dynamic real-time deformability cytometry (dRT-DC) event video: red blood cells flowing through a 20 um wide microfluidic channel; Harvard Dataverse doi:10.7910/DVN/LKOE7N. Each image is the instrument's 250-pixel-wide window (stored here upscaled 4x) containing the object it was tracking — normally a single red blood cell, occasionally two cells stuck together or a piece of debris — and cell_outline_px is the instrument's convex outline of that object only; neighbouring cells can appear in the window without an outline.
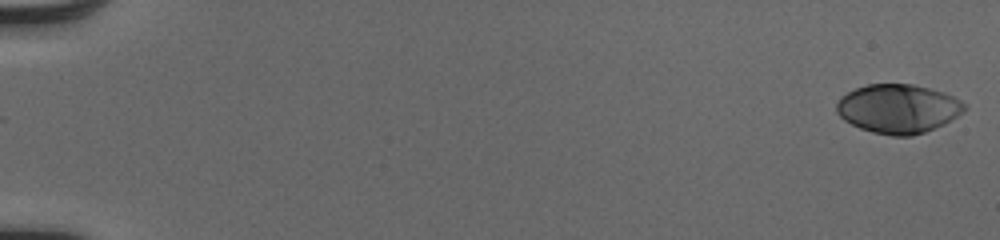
{"species": "human", "species_latin": "Homo sapiens", "temperature_condition": "cold", "stored_images_in_passage": 52, "camera_frame_rate_fps": 3000, "um_per_image_px": 0.085, "donor": {"sex": "male"}, "frame": {"image": 1, "passage_image": 1, "time_ms": 0.0, "image_size_px": [1000, 240], "cell_outline_px": [[968, 104], [964, 112], [944, 124], [924, 132], [912, 136], [892, 136], [872, 132], [860, 128], [844, 120], [836, 112], [836, 104], [840, 96], [856, 88], [868, 84], [912, 84], [944, 92]], "centroid_in_image_um": [76.35, 9.24], "position_along_channel_um": 8.7, "area_um2": 36.59}}
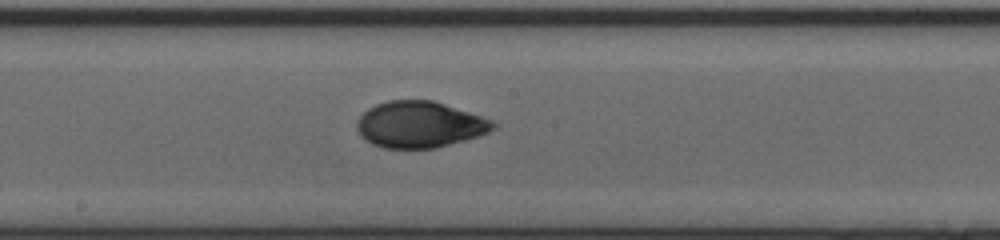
{"frame": {"image": 2, "passage_image": 30, "time_ms": 9.667, "image_size_px": [1000, 240], "cell_outline_px": [[500, 124], [496, 128], [488, 132], [464, 140], [436, 148], [384, 148], [372, 144], [364, 140], [360, 136], [356, 128], [356, 120], [368, 108], [376, 104], [388, 100], [432, 100], [496, 120]], "centroid_in_image_um": [35.68, 10.58], "position_along_channel_um": 212.5, "area_um2": 37.11}}
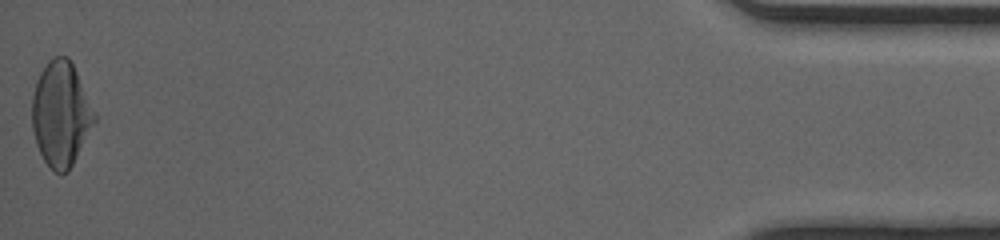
{"frame": {"image": 3, "passage_image": 52, "time_ms": 17.0, "image_size_px": [1000, 240], "cell_outline_px": [[96, 120], [68, 172], [60, 176], [44, 160], [36, 144], [32, 128], [32, 96], [36, 80], [40, 72], [48, 60], [56, 56], [68, 56], [96, 112]], "centroid_in_image_um": [5.16, 9.69], "position_along_channel_um": 430.0, "area_um2": 37.97}, "authors_computed_cell_mechanics": {"area_um2": 36.5296, "velocity_mm_per_s": 4.1057, "shape_relaxation_time_tau1_ms": 6.474, "shape_relaxation_time_tau2_ms": 1.0179, "deformation_change_tau1": 0.2241, "deformation_change_tau2": 0.0417}}